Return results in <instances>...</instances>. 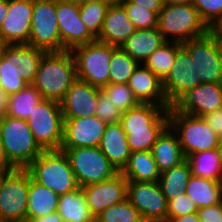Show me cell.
<instances>
[{"mask_svg": "<svg viewBox=\"0 0 222 222\" xmlns=\"http://www.w3.org/2000/svg\"><path fill=\"white\" fill-rule=\"evenodd\" d=\"M182 47L191 55L202 83L222 82V51L211 30L182 43Z\"/></svg>", "mask_w": 222, "mask_h": 222, "instance_id": "4fadbf2b", "label": "cell"}, {"mask_svg": "<svg viewBox=\"0 0 222 222\" xmlns=\"http://www.w3.org/2000/svg\"><path fill=\"white\" fill-rule=\"evenodd\" d=\"M213 33L215 34L222 51V32H213Z\"/></svg>", "mask_w": 222, "mask_h": 222, "instance_id": "db71d44e", "label": "cell"}, {"mask_svg": "<svg viewBox=\"0 0 222 222\" xmlns=\"http://www.w3.org/2000/svg\"><path fill=\"white\" fill-rule=\"evenodd\" d=\"M192 4L210 29L222 21V0H193Z\"/></svg>", "mask_w": 222, "mask_h": 222, "instance_id": "ab89813d", "label": "cell"}, {"mask_svg": "<svg viewBox=\"0 0 222 222\" xmlns=\"http://www.w3.org/2000/svg\"><path fill=\"white\" fill-rule=\"evenodd\" d=\"M203 118L206 121L207 125L212 129V131L221 137L222 136V108L204 115Z\"/></svg>", "mask_w": 222, "mask_h": 222, "instance_id": "ee69618b", "label": "cell"}, {"mask_svg": "<svg viewBox=\"0 0 222 222\" xmlns=\"http://www.w3.org/2000/svg\"><path fill=\"white\" fill-rule=\"evenodd\" d=\"M172 106L198 117L214 112L222 108V82L202 83L188 90Z\"/></svg>", "mask_w": 222, "mask_h": 222, "instance_id": "d6986e66", "label": "cell"}, {"mask_svg": "<svg viewBox=\"0 0 222 222\" xmlns=\"http://www.w3.org/2000/svg\"><path fill=\"white\" fill-rule=\"evenodd\" d=\"M131 19L136 30L155 28L158 26V14L149 11L139 4L133 2H125L121 5Z\"/></svg>", "mask_w": 222, "mask_h": 222, "instance_id": "f35d334b", "label": "cell"}, {"mask_svg": "<svg viewBox=\"0 0 222 222\" xmlns=\"http://www.w3.org/2000/svg\"><path fill=\"white\" fill-rule=\"evenodd\" d=\"M169 222H201L197 213L172 218Z\"/></svg>", "mask_w": 222, "mask_h": 222, "instance_id": "c3c4849f", "label": "cell"}, {"mask_svg": "<svg viewBox=\"0 0 222 222\" xmlns=\"http://www.w3.org/2000/svg\"><path fill=\"white\" fill-rule=\"evenodd\" d=\"M4 173H7V172H0V183L2 181V177H3Z\"/></svg>", "mask_w": 222, "mask_h": 222, "instance_id": "9f6ffc18", "label": "cell"}, {"mask_svg": "<svg viewBox=\"0 0 222 222\" xmlns=\"http://www.w3.org/2000/svg\"><path fill=\"white\" fill-rule=\"evenodd\" d=\"M57 22L62 42V51L95 41L79 15L76 1L56 0Z\"/></svg>", "mask_w": 222, "mask_h": 222, "instance_id": "2e32d148", "label": "cell"}, {"mask_svg": "<svg viewBox=\"0 0 222 222\" xmlns=\"http://www.w3.org/2000/svg\"><path fill=\"white\" fill-rule=\"evenodd\" d=\"M57 212L63 222H95L81 187L59 196Z\"/></svg>", "mask_w": 222, "mask_h": 222, "instance_id": "f546056e", "label": "cell"}, {"mask_svg": "<svg viewBox=\"0 0 222 222\" xmlns=\"http://www.w3.org/2000/svg\"><path fill=\"white\" fill-rule=\"evenodd\" d=\"M46 53L28 44H4L0 55V88L9 96L32 84Z\"/></svg>", "mask_w": 222, "mask_h": 222, "instance_id": "7a4b0ae2", "label": "cell"}, {"mask_svg": "<svg viewBox=\"0 0 222 222\" xmlns=\"http://www.w3.org/2000/svg\"><path fill=\"white\" fill-rule=\"evenodd\" d=\"M131 152L151 151L162 132L169 126V109L150 103H139L121 115Z\"/></svg>", "mask_w": 222, "mask_h": 222, "instance_id": "6da1fadb", "label": "cell"}, {"mask_svg": "<svg viewBox=\"0 0 222 222\" xmlns=\"http://www.w3.org/2000/svg\"><path fill=\"white\" fill-rule=\"evenodd\" d=\"M138 63L121 47H117L109 63V84H128Z\"/></svg>", "mask_w": 222, "mask_h": 222, "instance_id": "d590c367", "label": "cell"}, {"mask_svg": "<svg viewBox=\"0 0 222 222\" xmlns=\"http://www.w3.org/2000/svg\"><path fill=\"white\" fill-rule=\"evenodd\" d=\"M59 195L36 182L30 174L27 218L38 219L57 211Z\"/></svg>", "mask_w": 222, "mask_h": 222, "instance_id": "f1b7e54d", "label": "cell"}, {"mask_svg": "<svg viewBox=\"0 0 222 222\" xmlns=\"http://www.w3.org/2000/svg\"><path fill=\"white\" fill-rule=\"evenodd\" d=\"M67 155L79 187L100 183L119 172L98 147L60 149Z\"/></svg>", "mask_w": 222, "mask_h": 222, "instance_id": "30bf717a", "label": "cell"}, {"mask_svg": "<svg viewBox=\"0 0 222 222\" xmlns=\"http://www.w3.org/2000/svg\"><path fill=\"white\" fill-rule=\"evenodd\" d=\"M135 31L136 28L121 5L109 6L96 40L120 47Z\"/></svg>", "mask_w": 222, "mask_h": 222, "instance_id": "603a6c76", "label": "cell"}, {"mask_svg": "<svg viewBox=\"0 0 222 222\" xmlns=\"http://www.w3.org/2000/svg\"><path fill=\"white\" fill-rule=\"evenodd\" d=\"M8 105V95L0 88V116L5 114Z\"/></svg>", "mask_w": 222, "mask_h": 222, "instance_id": "681fc988", "label": "cell"}, {"mask_svg": "<svg viewBox=\"0 0 222 222\" xmlns=\"http://www.w3.org/2000/svg\"><path fill=\"white\" fill-rule=\"evenodd\" d=\"M28 45L45 52H62L56 15V0H33Z\"/></svg>", "mask_w": 222, "mask_h": 222, "instance_id": "7c38bea8", "label": "cell"}, {"mask_svg": "<svg viewBox=\"0 0 222 222\" xmlns=\"http://www.w3.org/2000/svg\"><path fill=\"white\" fill-rule=\"evenodd\" d=\"M127 199L144 222H167V200L157 182H128Z\"/></svg>", "mask_w": 222, "mask_h": 222, "instance_id": "5bb4252c", "label": "cell"}, {"mask_svg": "<svg viewBox=\"0 0 222 222\" xmlns=\"http://www.w3.org/2000/svg\"><path fill=\"white\" fill-rule=\"evenodd\" d=\"M127 185L128 181L119 172L111 179L82 187L86 203L94 217L127 199Z\"/></svg>", "mask_w": 222, "mask_h": 222, "instance_id": "ffe728a7", "label": "cell"}, {"mask_svg": "<svg viewBox=\"0 0 222 222\" xmlns=\"http://www.w3.org/2000/svg\"><path fill=\"white\" fill-rule=\"evenodd\" d=\"M185 193L196 203L198 209L213 206L222 202V181L191 175Z\"/></svg>", "mask_w": 222, "mask_h": 222, "instance_id": "4dcf8cb0", "label": "cell"}, {"mask_svg": "<svg viewBox=\"0 0 222 222\" xmlns=\"http://www.w3.org/2000/svg\"><path fill=\"white\" fill-rule=\"evenodd\" d=\"M76 78V64L71 51L47 52L41 59L32 85L43 99L60 102Z\"/></svg>", "mask_w": 222, "mask_h": 222, "instance_id": "3957f363", "label": "cell"}, {"mask_svg": "<svg viewBox=\"0 0 222 222\" xmlns=\"http://www.w3.org/2000/svg\"><path fill=\"white\" fill-rule=\"evenodd\" d=\"M151 153L160 173L177 166L186 159L182 153L179 138L170 126L158 137Z\"/></svg>", "mask_w": 222, "mask_h": 222, "instance_id": "d4e9b609", "label": "cell"}, {"mask_svg": "<svg viewBox=\"0 0 222 222\" xmlns=\"http://www.w3.org/2000/svg\"><path fill=\"white\" fill-rule=\"evenodd\" d=\"M60 102L42 99L26 118L36 143L43 151L60 150L63 138Z\"/></svg>", "mask_w": 222, "mask_h": 222, "instance_id": "9c48e42d", "label": "cell"}, {"mask_svg": "<svg viewBox=\"0 0 222 222\" xmlns=\"http://www.w3.org/2000/svg\"><path fill=\"white\" fill-rule=\"evenodd\" d=\"M116 46L95 40L74 47L71 52L76 64L77 78L102 88L109 84V63Z\"/></svg>", "mask_w": 222, "mask_h": 222, "instance_id": "ba28073f", "label": "cell"}, {"mask_svg": "<svg viewBox=\"0 0 222 222\" xmlns=\"http://www.w3.org/2000/svg\"><path fill=\"white\" fill-rule=\"evenodd\" d=\"M198 207L186 193L167 202V222L172 218L197 213Z\"/></svg>", "mask_w": 222, "mask_h": 222, "instance_id": "60d3db41", "label": "cell"}, {"mask_svg": "<svg viewBox=\"0 0 222 222\" xmlns=\"http://www.w3.org/2000/svg\"><path fill=\"white\" fill-rule=\"evenodd\" d=\"M29 187L27 168L4 173L0 183V220L20 222L26 218Z\"/></svg>", "mask_w": 222, "mask_h": 222, "instance_id": "8fae6325", "label": "cell"}, {"mask_svg": "<svg viewBox=\"0 0 222 222\" xmlns=\"http://www.w3.org/2000/svg\"><path fill=\"white\" fill-rule=\"evenodd\" d=\"M109 5L103 0H87L79 3V15L89 33L97 39Z\"/></svg>", "mask_w": 222, "mask_h": 222, "instance_id": "e575fe53", "label": "cell"}, {"mask_svg": "<svg viewBox=\"0 0 222 222\" xmlns=\"http://www.w3.org/2000/svg\"><path fill=\"white\" fill-rule=\"evenodd\" d=\"M169 126L179 138L185 158L193 153L220 148V136L212 131L203 117L169 108Z\"/></svg>", "mask_w": 222, "mask_h": 222, "instance_id": "52a82bcc", "label": "cell"}, {"mask_svg": "<svg viewBox=\"0 0 222 222\" xmlns=\"http://www.w3.org/2000/svg\"><path fill=\"white\" fill-rule=\"evenodd\" d=\"M191 175L205 179L222 181V149L200 151L186 157Z\"/></svg>", "mask_w": 222, "mask_h": 222, "instance_id": "83f0119b", "label": "cell"}, {"mask_svg": "<svg viewBox=\"0 0 222 222\" xmlns=\"http://www.w3.org/2000/svg\"><path fill=\"white\" fill-rule=\"evenodd\" d=\"M101 91L122 113L139 104L128 84H108Z\"/></svg>", "mask_w": 222, "mask_h": 222, "instance_id": "74e56055", "label": "cell"}, {"mask_svg": "<svg viewBox=\"0 0 222 222\" xmlns=\"http://www.w3.org/2000/svg\"><path fill=\"white\" fill-rule=\"evenodd\" d=\"M101 88L76 78L60 101L63 118L93 116L97 109V98Z\"/></svg>", "mask_w": 222, "mask_h": 222, "instance_id": "44dd1931", "label": "cell"}, {"mask_svg": "<svg viewBox=\"0 0 222 222\" xmlns=\"http://www.w3.org/2000/svg\"><path fill=\"white\" fill-rule=\"evenodd\" d=\"M157 28L166 41L181 44L202 37L211 30L193 4H163Z\"/></svg>", "mask_w": 222, "mask_h": 222, "instance_id": "277c9868", "label": "cell"}, {"mask_svg": "<svg viewBox=\"0 0 222 222\" xmlns=\"http://www.w3.org/2000/svg\"><path fill=\"white\" fill-rule=\"evenodd\" d=\"M96 105L95 116L99 117L102 121L107 124L120 122L122 112L102 91L98 94Z\"/></svg>", "mask_w": 222, "mask_h": 222, "instance_id": "b9f144b4", "label": "cell"}, {"mask_svg": "<svg viewBox=\"0 0 222 222\" xmlns=\"http://www.w3.org/2000/svg\"><path fill=\"white\" fill-rule=\"evenodd\" d=\"M8 11V0H0V27Z\"/></svg>", "mask_w": 222, "mask_h": 222, "instance_id": "f907efd6", "label": "cell"}, {"mask_svg": "<svg viewBox=\"0 0 222 222\" xmlns=\"http://www.w3.org/2000/svg\"><path fill=\"white\" fill-rule=\"evenodd\" d=\"M0 139L6 157L15 168H27L43 152L26 120L1 115Z\"/></svg>", "mask_w": 222, "mask_h": 222, "instance_id": "8992f818", "label": "cell"}, {"mask_svg": "<svg viewBox=\"0 0 222 222\" xmlns=\"http://www.w3.org/2000/svg\"><path fill=\"white\" fill-rule=\"evenodd\" d=\"M126 2L139 4L149 11L156 12L158 15L161 12L163 6V0H127Z\"/></svg>", "mask_w": 222, "mask_h": 222, "instance_id": "f6af8a7d", "label": "cell"}, {"mask_svg": "<svg viewBox=\"0 0 222 222\" xmlns=\"http://www.w3.org/2000/svg\"><path fill=\"white\" fill-rule=\"evenodd\" d=\"M212 32H222V21L215 27L211 28Z\"/></svg>", "mask_w": 222, "mask_h": 222, "instance_id": "11a10c76", "label": "cell"}, {"mask_svg": "<svg viewBox=\"0 0 222 222\" xmlns=\"http://www.w3.org/2000/svg\"><path fill=\"white\" fill-rule=\"evenodd\" d=\"M0 222H12V221H4V220H0Z\"/></svg>", "mask_w": 222, "mask_h": 222, "instance_id": "94428289", "label": "cell"}, {"mask_svg": "<svg viewBox=\"0 0 222 222\" xmlns=\"http://www.w3.org/2000/svg\"><path fill=\"white\" fill-rule=\"evenodd\" d=\"M13 169H15V167L9 162L8 158L6 157L4 147L0 139V172H9Z\"/></svg>", "mask_w": 222, "mask_h": 222, "instance_id": "7dc6e473", "label": "cell"}, {"mask_svg": "<svg viewBox=\"0 0 222 222\" xmlns=\"http://www.w3.org/2000/svg\"><path fill=\"white\" fill-rule=\"evenodd\" d=\"M68 1H76V2L80 3L82 1H87V0H68Z\"/></svg>", "mask_w": 222, "mask_h": 222, "instance_id": "680465c9", "label": "cell"}, {"mask_svg": "<svg viewBox=\"0 0 222 222\" xmlns=\"http://www.w3.org/2000/svg\"><path fill=\"white\" fill-rule=\"evenodd\" d=\"M202 84L191 55L182 47L177 49L176 57L168 76L162 81L163 92L172 106L188 90Z\"/></svg>", "mask_w": 222, "mask_h": 222, "instance_id": "9a60e30c", "label": "cell"}, {"mask_svg": "<svg viewBox=\"0 0 222 222\" xmlns=\"http://www.w3.org/2000/svg\"><path fill=\"white\" fill-rule=\"evenodd\" d=\"M193 0H163V4L173 5V4H192Z\"/></svg>", "mask_w": 222, "mask_h": 222, "instance_id": "816d5d0a", "label": "cell"}, {"mask_svg": "<svg viewBox=\"0 0 222 222\" xmlns=\"http://www.w3.org/2000/svg\"><path fill=\"white\" fill-rule=\"evenodd\" d=\"M190 176V165L186 159L177 166L161 173L158 183L167 202L185 193Z\"/></svg>", "mask_w": 222, "mask_h": 222, "instance_id": "1f68e13d", "label": "cell"}, {"mask_svg": "<svg viewBox=\"0 0 222 222\" xmlns=\"http://www.w3.org/2000/svg\"><path fill=\"white\" fill-rule=\"evenodd\" d=\"M98 148L118 172L123 170L128 162L131 150L120 122L106 125Z\"/></svg>", "mask_w": 222, "mask_h": 222, "instance_id": "cb8c5ba5", "label": "cell"}, {"mask_svg": "<svg viewBox=\"0 0 222 222\" xmlns=\"http://www.w3.org/2000/svg\"><path fill=\"white\" fill-rule=\"evenodd\" d=\"M95 222H144L140 212L128 199L110 206L95 217Z\"/></svg>", "mask_w": 222, "mask_h": 222, "instance_id": "8d00e7d4", "label": "cell"}, {"mask_svg": "<svg viewBox=\"0 0 222 222\" xmlns=\"http://www.w3.org/2000/svg\"><path fill=\"white\" fill-rule=\"evenodd\" d=\"M128 86L139 103L155 104L164 109L171 107L163 92L162 80L144 64H138L135 68L128 81Z\"/></svg>", "mask_w": 222, "mask_h": 222, "instance_id": "7402d4cb", "label": "cell"}, {"mask_svg": "<svg viewBox=\"0 0 222 222\" xmlns=\"http://www.w3.org/2000/svg\"><path fill=\"white\" fill-rule=\"evenodd\" d=\"M120 173L128 182H157L161 175L151 151L131 152Z\"/></svg>", "mask_w": 222, "mask_h": 222, "instance_id": "4316f807", "label": "cell"}, {"mask_svg": "<svg viewBox=\"0 0 222 222\" xmlns=\"http://www.w3.org/2000/svg\"><path fill=\"white\" fill-rule=\"evenodd\" d=\"M27 169L36 182L59 196L79 188L64 151H43Z\"/></svg>", "mask_w": 222, "mask_h": 222, "instance_id": "5b68a950", "label": "cell"}, {"mask_svg": "<svg viewBox=\"0 0 222 222\" xmlns=\"http://www.w3.org/2000/svg\"><path fill=\"white\" fill-rule=\"evenodd\" d=\"M33 0H8V11L0 27L3 44H28Z\"/></svg>", "mask_w": 222, "mask_h": 222, "instance_id": "ac0fdd59", "label": "cell"}, {"mask_svg": "<svg viewBox=\"0 0 222 222\" xmlns=\"http://www.w3.org/2000/svg\"><path fill=\"white\" fill-rule=\"evenodd\" d=\"M20 222H63V220L62 217L58 214V212L55 211L38 219L26 217L23 221Z\"/></svg>", "mask_w": 222, "mask_h": 222, "instance_id": "bcb514c9", "label": "cell"}, {"mask_svg": "<svg viewBox=\"0 0 222 222\" xmlns=\"http://www.w3.org/2000/svg\"><path fill=\"white\" fill-rule=\"evenodd\" d=\"M181 45L179 42L166 41L150 55L144 65L163 81L170 73L177 49Z\"/></svg>", "mask_w": 222, "mask_h": 222, "instance_id": "836d02e7", "label": "cell"}, {"mask_svg": "<svg viewBox=\"0 0 222 222\" xmlns=\"http://www.w3.org/2000/svg\"><path fill=\"white\" fill-rule=\"evenodd\" d=\"M165 42L166 40L155 27L136 30L120 47L138 64H144Z\"/></svg>", "mask_w": 222, "mask_h": 222, "instance_id": "484cf974", "label": "cell"}, {"mask_svg": "<svg viewBox=\"0 0 222 222\" xmlns=\"http://www.w3.org/2000/svg\"><path fill=\"white\" fill-rule=\"evenodd\" d=\"M3 43L1 42V40H0V55H1V51H2V48H3Z\"/></svg>", "mask_w": 222, "mask_h": 222, "instance_id": "6f0895ef", "label": "cell"}, {"mask_svg": "<svg viewBox=\"0 0 222 222\" xmlns=\"http://www.w3.org/2000/svg\"><path fill=\"white\" fill-rule=\"evenodd\" d=\"M63 119V138L60 149L99 146L106 122L95 115Z\"/></svg>", "mask_w": 222, "mask_h": 222, "instance_id": "e0dca14e", "label": "cell"}, {"mask_svg": "<svg viewBox=\"0 0 222 222\" xmlns=\"http://www.w3.org/2000/svg\"><path fill=\"white\" fill-rule=\"evenodd\" d=\"M106 2L109 6H116V5H122L127 0H103Z\"/></svg>", "mask_w": 222, "mask_h": 222, "instance_id": "f5cc1de1", "label": "cell"}, {"mask_svg": "<svg viewBox=\"0 0 222 222\" xmlns=\"http://www.w3.org/2000/svg\"><path fill=\"white\" fill-rule=\"evenodd\" d=\"M220 147L222 149V136L220 137Z\"/></svg>", "mask_w": 222, "mask_h": 222, "instance_id": "91938a15", "label": "cell"}, {"mask_svg": "<svg viewBox=\"0 0 222 222\" xmlns=\"http://www.w3.org/2000/svg\"><path fill=\"white\" fill-rule=\"evenodd\" d=\"M42 99L38 90L32 84H27L19 92L8 96V105L4 115L26 120Z\"/></svg>", "mask_w": 222, "mask_h": 222, "instance_id": "d6a6232c", "label": "cell"}, {"mask_svg": "<svg viewBox=\"0 0 222 222\" xmlns=\"http://www.w3.org/2000/svg\"><path fill=\"white\" fill-rule=\"evenodd\" d=\"M201 222H222V202L197 211Z\"/></svg>", "mask_w": 222, "mask_h": 222, "instance_id": "7bdbcfd3", "label": "cell"}]
</instances>
